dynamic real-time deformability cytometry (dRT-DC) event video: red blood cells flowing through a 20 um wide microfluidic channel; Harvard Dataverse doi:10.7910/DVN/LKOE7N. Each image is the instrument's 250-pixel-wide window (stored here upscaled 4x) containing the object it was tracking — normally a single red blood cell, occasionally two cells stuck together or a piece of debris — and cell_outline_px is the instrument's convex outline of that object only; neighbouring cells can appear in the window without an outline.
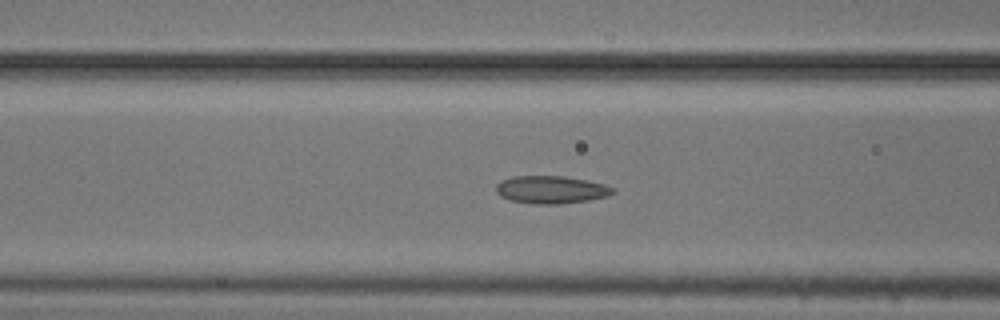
{"species": "common noctule bat (a hibernating species)", "species_latin": "Nyctalus noctula", "temperature_condition": "cold", "stored_images_in_passage": 52, "camera_frame_rate_fps": 3000, "um_per_image_px": 0.085, "animal": {"sex": "male", "body_mass_g": 20.5, "forearm_length_mm": 52.5}, "frame": {"image": 1, "passage_image": 21, "time_ms": 6.667, "image_size_px": [1000, 320], "cell_outline_px": [[616, 192], [608, 196], [588, 200], [556, 204], [532, 204], [508, 200], [500, 196], [496, 192], [496, 184], [512, 176], [564, 176], [604, 184], [616, 188]], "centroid_in_image_um": [46.84, 16.13], "position_along_channel_um": 119.8, "area_um2": 18.9}}
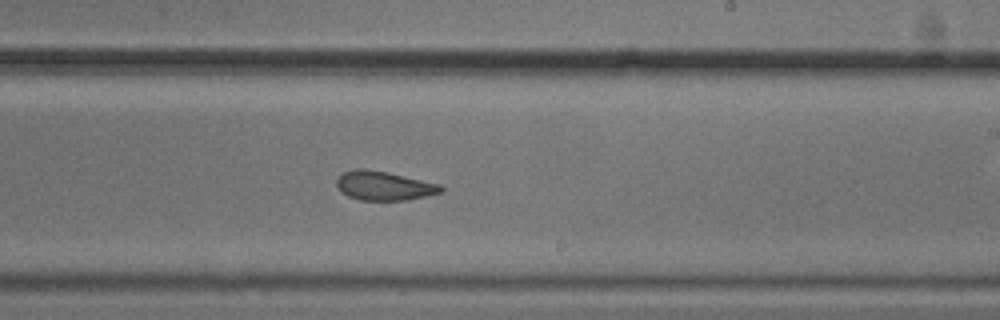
{"frame": {"image": 2, "passage_image": 32, "time_ms": 10.333, "image_size_px": [1000, 320], "cell_outline_px": [[444, 192], [404, 200], [360, 200], [348, 196], [340, 192], [336, 184], [336, 180], [344, 172], [356, 168], [364, 168], [388, 172], [440, 184], [444, 188]], "centroid_in_image_um": [32.63, 15.78], "position_along_channel_um": 256.4, "area_um2": 17.69}}
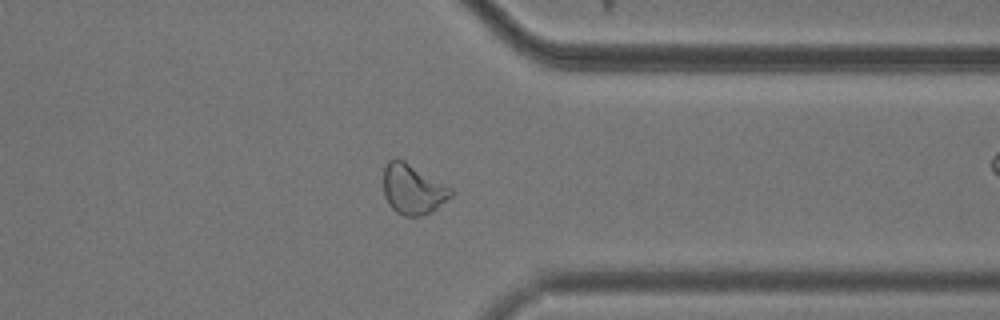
{"frame": {"image": 3, "passage_image": 42, "time_ms": 13.667, "image_size_px": [1000, 320], "cell_outline_px": [[452, 196], [432, 212], [420, 216], [404, 216], [396, 212], [388, 204], [384, 196], [384, 168], [388, 160], [404, 160], [452, 188]], "centroid_in_image_um": [35.09, 16.11], "position_along_channel_um": 376.3, "area_um2": 19.59}, "authors_computed_cell_mechanics": {"area_um2": 19.5942, "velocity_mm_per_s": 3.7189, "shape_relaxation_time_tau1_ms": null, "shape_relaxation_time_tau2_ms": 2.1502, "deformation_change_tau1": null, "deformation_change_tau2": 0.0714}}